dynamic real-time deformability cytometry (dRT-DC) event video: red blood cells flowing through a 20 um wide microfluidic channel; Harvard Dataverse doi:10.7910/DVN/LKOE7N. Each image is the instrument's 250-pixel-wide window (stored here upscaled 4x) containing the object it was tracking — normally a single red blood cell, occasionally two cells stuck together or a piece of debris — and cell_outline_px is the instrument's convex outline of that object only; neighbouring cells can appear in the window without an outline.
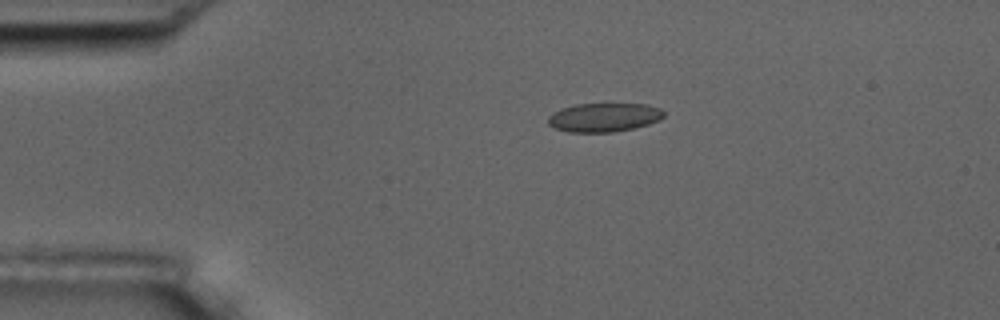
{"species": "common noctule bat (a hibernating species)", "species_latin": "Nyctalus noctula", "temperature_condition": "room temperature", "stored_images_in_passage": 9, "camera_frame_rate_fps": 3000, "um_per_image_px": 0.085, "animal": {"sex": "male", "body_mass_g": 17.5, "forearm_length_mm": 52.3}, "frame": {"image": 1, "passage_image": 3, "time_ms": 0.667, "image_size_px": [1000, 320], "cell_outline_px": [[664, 116], [660, 120], [648, 124], [632, 128], [612, 132], [568, 132], [556, 128], [548, 124], [548, 116], [552, 112], [560, 108], [576, 104], [648, 104], [660, 108], [664, 112]], "centroid_in_image_um": [51.32, 9.97], "position_along_channel_um": 33.7, "area_um2": 19.48}}
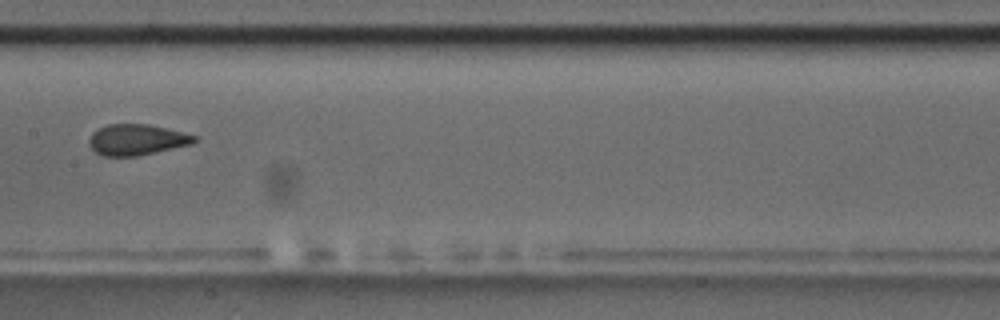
{"frame": {"image": 2, "passage_image": 8, "time_ms": 2.333, "image_size_px": [1000, 320], "cell_outline_px": [[196, 140], [192, 144], [136, 156], [104, 156], [96, 152], [88, 144], [88, 140], [92, 132], [108, 124], [148, 124], [196, 136]], "centroid_in_image_um": [11.57, 11.88], "position_along_channel_um": 195.8, "area_um2": 18.67}}
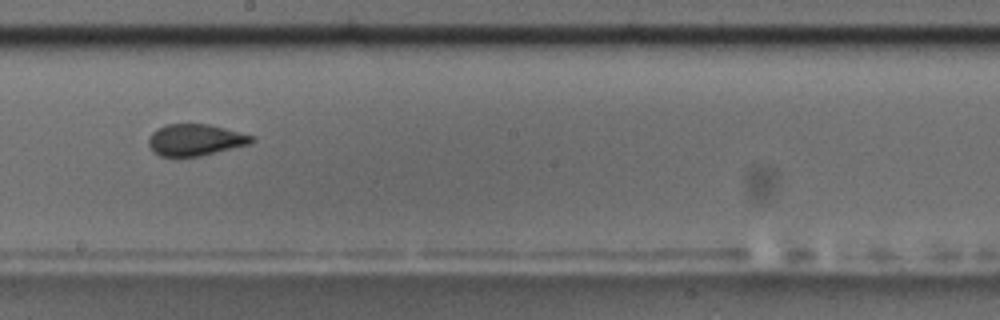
{"frame": {"image": 3, "passage_image": 9, "time_ms": 2.667, "image_size_px": [1000, 320], "cell_outline_px": [[256, 140], [248, 144], [200, 156], [160, 156], [152, 152], [148, 144], [148, 140], [152, 132], [156, 128], [164, 124], [208, 124], [256, 136]], "centroid_in_image_um": [16.58, 11.88], "position_along_channel_um": 231.6, "area_um2": 19.02}}